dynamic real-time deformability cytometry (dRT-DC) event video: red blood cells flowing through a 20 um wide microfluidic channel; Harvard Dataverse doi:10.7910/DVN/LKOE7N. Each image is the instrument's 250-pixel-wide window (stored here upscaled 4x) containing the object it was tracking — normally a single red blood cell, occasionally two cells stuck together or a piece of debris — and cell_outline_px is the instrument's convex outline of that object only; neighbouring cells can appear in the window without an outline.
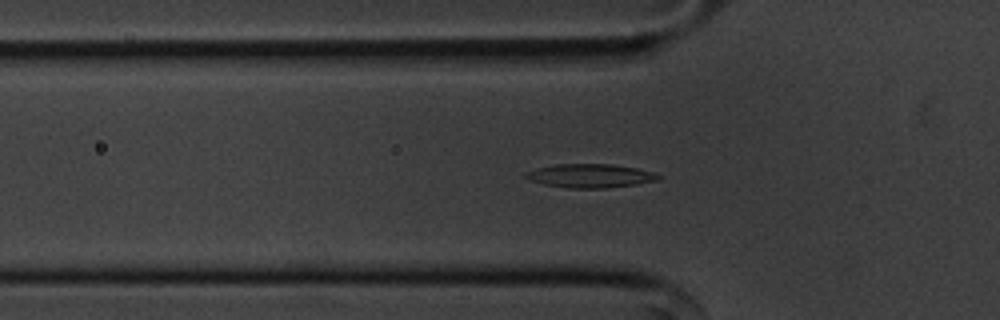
{"species": "common noctule bat (a hibernating species)", "species_latin": "Nyctalus noctula", "temperature_condition": "cold", "stored_images_in_passage": 55, "camera_frame_rate_fps": 3000, "um_per_image_px": 0.085, "animal": {"sex": "male", "body_mass_g": 20.1, "forearm_length_mm": 53.5}, "frame": {"image": 1, "passage_image": 17, "time_ms": 5.333, "image_size_px": [1000, 320], "cell_outline_px": [[660, 176], [656, 180], [636, 184], [604, 188], [568, 188], [544, 184], [528, 180], [524, 176], [528, 172], [540, 168], [556, 164], [612, 164], [636, 168], [652, 172]], "centroid_in_image_um": [50.15, 14.94], "position_along_channel_um": 75.6, "area_um2": 17.98}}
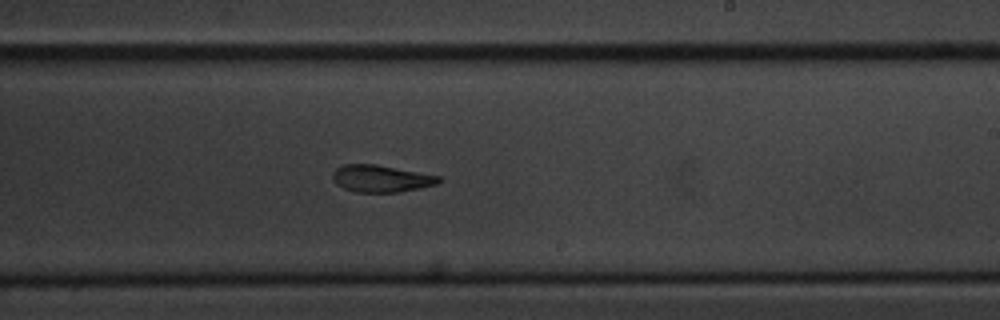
{"frame": {"image": 2, "passage_image": 32, "time_ms": 10.333, "image_size_px": [1000, 320], "cell_outline_px": [[444, 180], [436, 184], [420, 188], [396, 192], [356, 192], [344, 188], [336, 184], [332, 176], [332, 172], [336, 168], [344, 164], [376, 164], [440, 176]], "centroid_in_image_um": [32.39, 15.17], "position_along_channel_um": 256.6, "area_um2": 16.7}}
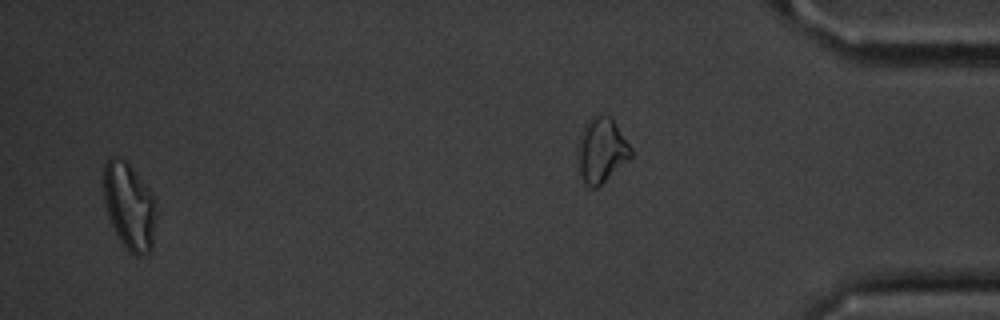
{"frame": {"image": 3, "passage_image": 53, "time_ms": 17.333, "image_size_px": [1000, 320], "cell_outline_px": [[156, 216], [152, 248], [148, 252], [140, 256], [136, 256], [128, 252], [120, 240], [108, 216], [104, 200], [104, 164], [112, 156], [124, 160], [132, 168], [156, 196]], "centroid_in_image_um": [11.02, 17.54], "position_along_channel_um": 424.2, "area_um2": 26.7}, "authors_computed_cell_mechanics": {"area_um2": 17.8024, "velocity_mm_per_s": 3.6059, "shape_relaxation_time_tau1_ms": 7.5956, "shape_relaxation_time_tau2_ms": 4.2339, "deformation_change_tau1": 0.1765, "deformation_change_tau2": 0.1186}}